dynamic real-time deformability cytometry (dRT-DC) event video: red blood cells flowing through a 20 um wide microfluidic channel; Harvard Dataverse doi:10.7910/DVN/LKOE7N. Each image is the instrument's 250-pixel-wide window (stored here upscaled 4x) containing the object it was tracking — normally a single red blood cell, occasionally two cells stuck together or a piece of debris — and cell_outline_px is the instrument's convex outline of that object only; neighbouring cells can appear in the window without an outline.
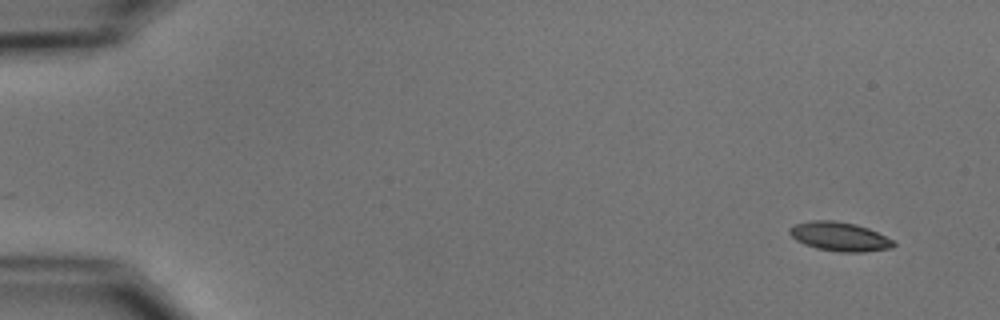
{"species": "common noctule bat (a hibernating species)", "species_latin": "Nyctalus noctula", "temperature_condition": "cold", "stored_images_in_passage": 4, "camera_frame_rate_fps": 3000, "um_per_image_px": 0.085, "animal": {"sex": "male", "body_mass_g": 15.6}, "frame": {"image": 1, "passage_image": 1, "time_ms": 0.0, "image_size_px": [1000, 320], "cell_outline_px": [[896, 244], [892, 248], [864, 252], [836, 252], [816, 248], [804, 244], [796, 240], [788, 232], [788, 228], [796, 224], [812, 220], [832, 220], [856, 224], [868, 228], [892, 240]], "centroid_in_image_um": [71.34, 20.11], "position_along_channel_um": 13.7, "area_um2": 17.57}}
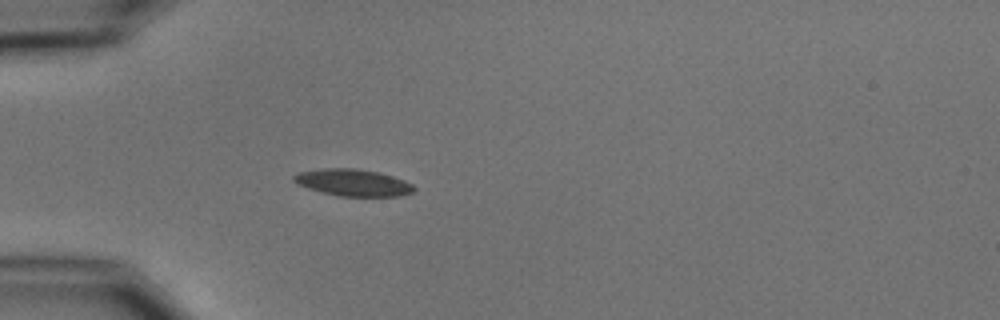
{"frame": {"image": 2, "passage_image": 4, "time_ms": 4.333, "image_size_px": [1000, 320], "cell_outline_px": [[416, 188], [412, 192], [400, 196], [340, 196], [320, 192], [296, 184], [292, 180], [292, 176], [300, 172], [324, 168], [356, 168], [376, 172], [392, 176], [404, 180], [412, 184]], "centroid_in_image_um": [29.98, 15.52], "position_along_channel_um": 55.0, "area_um2": 18.79}}